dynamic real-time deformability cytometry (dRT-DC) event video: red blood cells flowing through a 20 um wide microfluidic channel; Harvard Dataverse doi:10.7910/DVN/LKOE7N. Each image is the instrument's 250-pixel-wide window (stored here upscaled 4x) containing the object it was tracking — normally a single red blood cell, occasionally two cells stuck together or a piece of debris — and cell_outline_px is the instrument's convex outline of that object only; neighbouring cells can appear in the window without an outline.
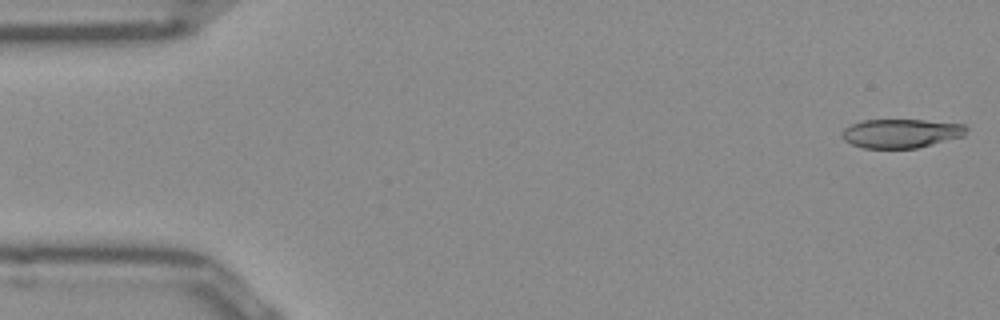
{"species": "Egyptian fruit bat (a non-hibernating species)", "species_latin": "Rousettus aegyptiacus", "temperature_condition": "room temperature", "stored_images_in_passage": 50, "camera_frame_rate_fps": 3000, "um_per_image_px": 0.085, "frame": {"image": 1, "passage_image": 1, "time_ms": 0.0, "image_size_px": [1000, 320], "cell_outline_px": [[968, 128], [964, 136], [916, 148], [864, 148], [852, 144], [844, 140], [840, 136], [844, 128], [852, 124], [864, 120], [924, 120], [964, 124]], "centroid_in_image_um": [76.59, 11.33], "position_along_channel_um": 8.4, "area_um2": 20.92}}
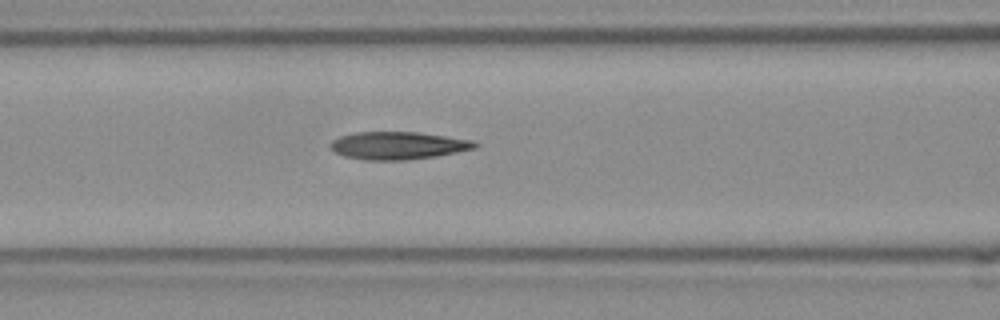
{"frame": {"image": 2, "passage_image": 20, "time_ms": 6.333, "image_size_px": [1000, 320], "cell_outline_px": [[480, 144], [476, 148], [436, 156], [408, 160], [364, 160], [344, 156], [336, 152], [332, 148], [332, 140], [340, 136], [356, 132], [416, 132], [476, 140]], "centroid_in_image_um": [33.89, 12.37], "position_along_channel_um": 132.7, "area_um2": 23.29}}
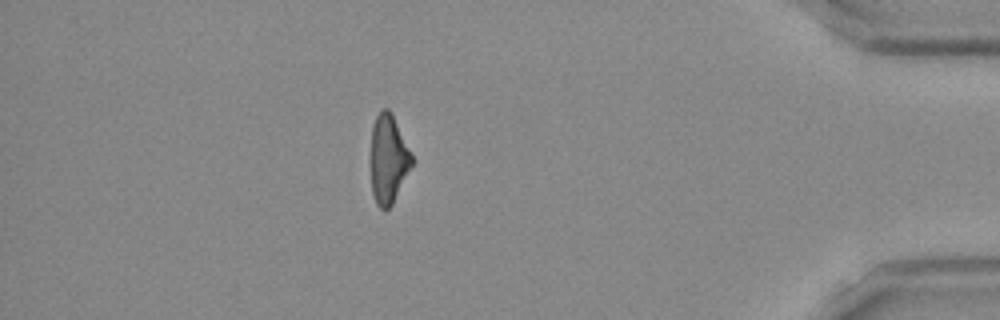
{"frame": {"image": 3, "passage_image": 44, "time_ms": 14.333, "image_size_px": [1000, 320], "cell_outline_px": [[412, 164], [392, 204], [388, 208], [380, 208], [376, 204], [372, 192], [368, 160], [372, 124], [380, 108], [388, 108], [392, 112], [412, 156]], "centroid_in_image_um": [32.93, 13.47], "position_along_channel_um": 402.3, "area_um2": 21.73}, "authors_computed_cell_mechanics": {"area_um2": 22.7443, "velocity_mm_per_s": 3.9666, "shape_relaxation_time_tau1_ms": 6.456, "shape_relaxation_time_tau2_ms": 3.136, "deformation_change_tau1": 0.2154, "deformation_change_tau2": 0.1514}}